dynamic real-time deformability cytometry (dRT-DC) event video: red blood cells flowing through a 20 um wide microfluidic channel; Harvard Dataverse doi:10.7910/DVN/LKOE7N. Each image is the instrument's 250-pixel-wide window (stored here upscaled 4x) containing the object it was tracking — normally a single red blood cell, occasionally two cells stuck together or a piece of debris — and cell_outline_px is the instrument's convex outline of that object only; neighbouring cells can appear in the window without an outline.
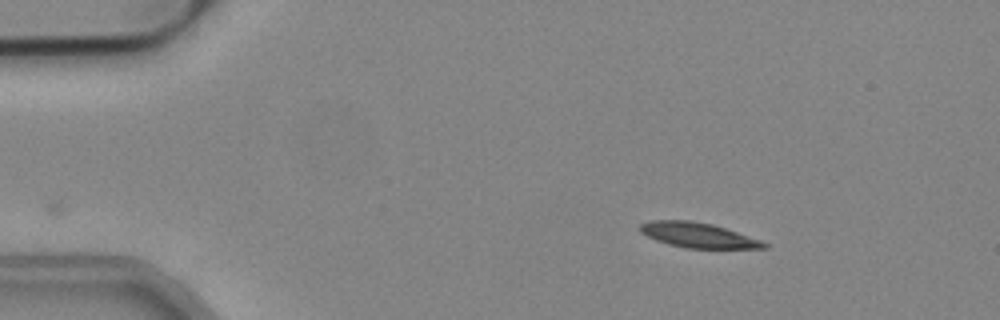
{"species": "common noctule bat (a hibernating species)", "species_latin": "Nyctalus noctula", "temperature_condition": "cold", "stored_images_in_passage": 46, "camera_frame_rate_fps": 3000, "um_per_image_px": 0.085, "animal": {"sex": "male", "body_mass_g": 19.2, "forearm_length_mm": 51.8}, "frame": {"image": 1, "passage_image": 1, "time_ms": 0.0, "image_size_px": [1000, 320], "cell_outline_px": [[768, 248], [688, 248], [668, 244], [656, 240], [640, 232], [636, 228], [640, 224], [652, 220], [692, 220], [712, 224], [760, 240], [768, 244]], "centroid_in_image_um": [59.27, 19.98], "position_along_channel_um": 25.7, "area_um2": 17.92}}
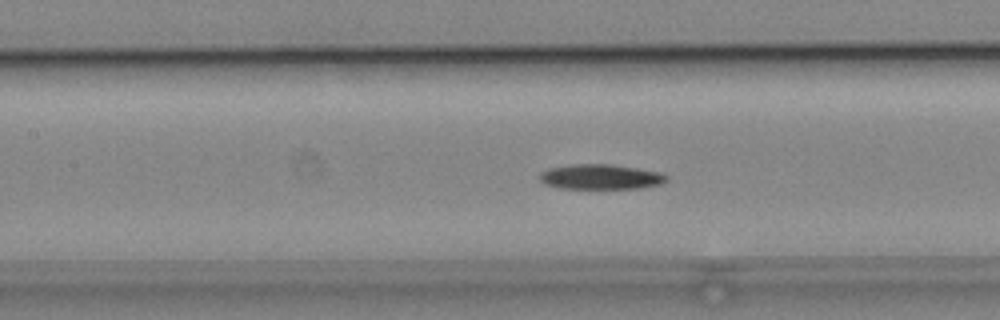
{"frame": {"image": 2, "passage_image": 17, "time_ms": 5.333, "image_size_px": [1000, 320], "cell_outline_px": [[668, 180], [660, 184], [636, 188], [560, 188], [544, 184], [540, 180], [540, 172], [548, 168], [568, 164], [612, 164], [660, 172], [668, 176]], "centroid_in_image_um": [51.02, 15.02], "position_along_channel_um": 156.4, "area_um2": 18.5}}
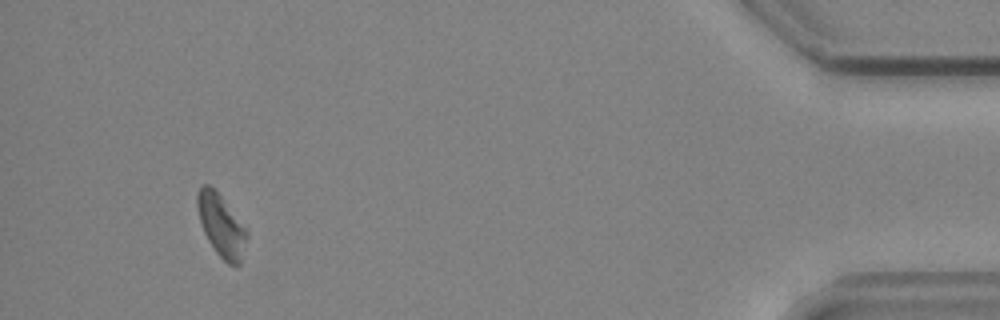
{"frame": {"image": 3, "passage_image": 43, "time_ms": 14.0, "image_size_px": [1000, 320], "cell_outline_px": [[248, 236], [240, 264], [228, 264], [216, 252], [208, 240], [204, 232], [200, 220], [196, 204], [196, 196], [200, 188], [204, 184], [208, 184], [220, 196], [248, 232]], "centroid_in_image_um": [18.79, 19.19], "position_along_channel_um": 416.4, "area_um2": 17.4}, "authors_computed_cell_mechanics": {"area_um2": 17.9758, "velocity_mm_per_s": 3.8085, "shape_relaxation_time_tau1_ms": 8.9808, "shape_relaxation_time_tau2_ms": null, "deformation_change_tau1": 0.1766, "deformation_change_tau2": null}}